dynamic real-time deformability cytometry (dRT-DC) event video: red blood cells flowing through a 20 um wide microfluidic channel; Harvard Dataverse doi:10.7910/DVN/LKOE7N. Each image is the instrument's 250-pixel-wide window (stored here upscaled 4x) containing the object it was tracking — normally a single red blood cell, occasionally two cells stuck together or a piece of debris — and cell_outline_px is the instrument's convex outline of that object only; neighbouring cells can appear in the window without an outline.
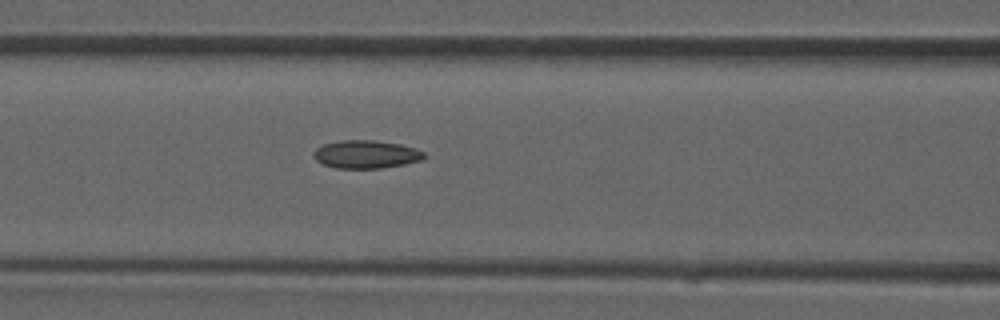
{"species": "common noctule bat (a hibernating species)", "species_latin": "Nyctalus noctula", "temperature_condition": "room temperature", "stored_images_in_passage": 29, "camera_frame_rate_fps": 3000, "um_per_image_px": 0.085, "animal": {"sex": "male", "forearm_length_mm": 52.5}, "frame": {"image": 1, "passage_image": 5, "time_ms": 1.333, "image_size_px": [1000, 320], "cell_outline_px": [[428, 156], [420, 160], [404, 164], [380, 168], [336, 168], [324, 164], [316, 160], [312, 156], [312, 152], [316, 148], [324, 144], [340, 140], [376, 140], [400, 144], [416, 148], [424, 152]], "centroid_in_image_um": [31.11, 13.11], "position_along_channel_um": 135.5, "area_um2": 18.15}}
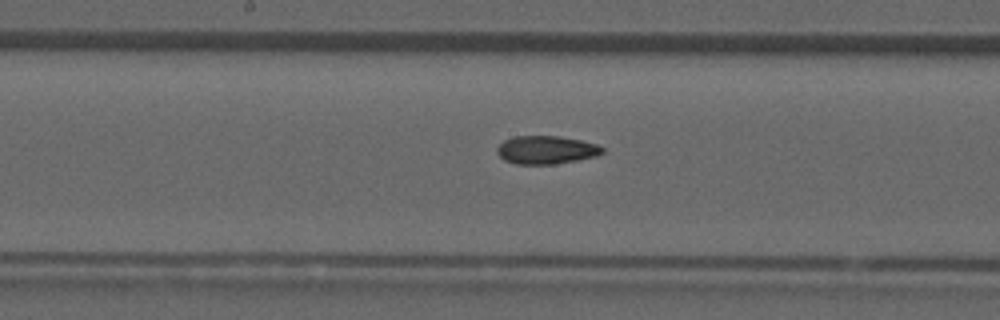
{"frame": {"image": 2, "passage_image": 9, "time_ms": 2.667, "image_size_px": [1000, 320], "cell_outline_px": [[604, 152], [596, 156], [556, 164], [516, 164], [504, 160], [496, 152], [496, 148], [504, 140], [516, 136], [560, 136], [580, 140], [596, 144], [604, 148]], "centroid_in_image_um": [46.41, 12.74], "position_along_channel_um": 201.8, "area_um2": 17.28}}